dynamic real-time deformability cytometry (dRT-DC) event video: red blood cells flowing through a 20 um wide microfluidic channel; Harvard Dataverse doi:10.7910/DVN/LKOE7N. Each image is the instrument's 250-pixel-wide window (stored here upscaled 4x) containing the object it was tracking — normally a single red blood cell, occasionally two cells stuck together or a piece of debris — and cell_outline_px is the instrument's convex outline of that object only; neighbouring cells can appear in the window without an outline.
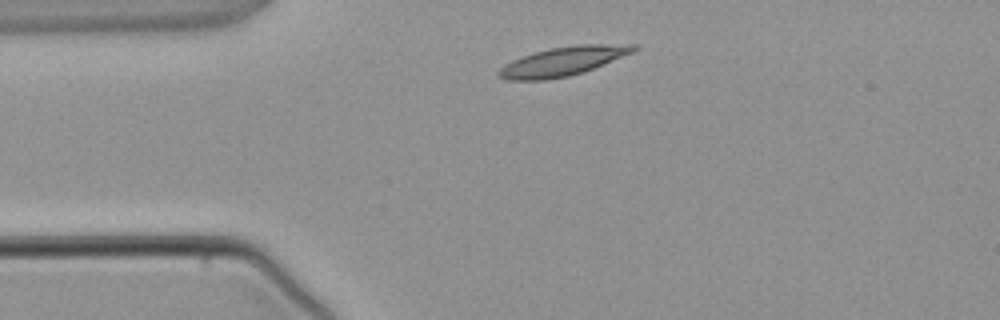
{"species": "common noctule bat (a hibernating species)", "species_latin": "Nyctalus noctula", "temperature_condition": "warm", "stored_images_in_passage": 2, "camera_frame_rate_fps": 3000, "um_per_image_px": 0.085, "animal": {"sex": "male", "body_mass_g": 21.5, "forearm_length_mm": 52.0}, "frame": {"image": 1, "passage_image": 1, "time_ms": 0.0, "image_size_px": [1000, 320], "cell_outline_px": [[640, 48], [632, 52], [584, 72], [568, 76], [544, 80], [504, 80], [496, 76], [496, 72], [504, 64], [512, 60], [536, 52], [552, 48], [576, 44], [636, 44]], "centroid_in_image_um": [47.82, 5.22], "position_along_channel_um": 37.2, "area_um2": 22.72}}
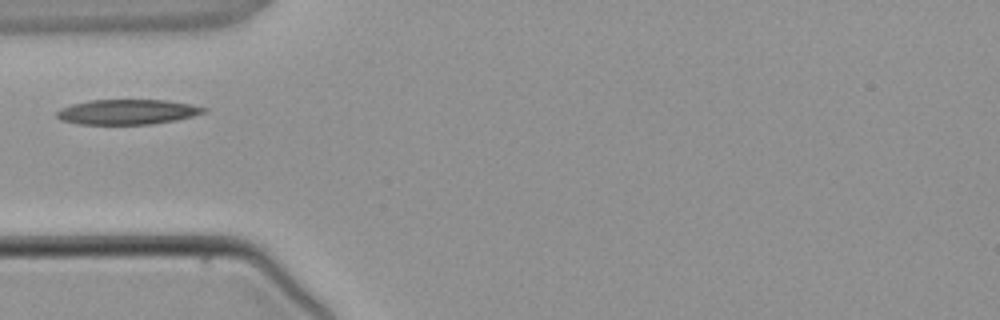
{"frame": {"image": 2, "passage_image": 2, "time_ms": 1.333, "image_size_px": [1000, 320], "cell_outline_px": [[208, 112], [176, 120], [152, 124], [80, 124], [60, 120], [56, 116], [56, 112], [60, 108], [72, 104], [92, 100], [168, 100], [208, 108]], "centroid_in_image_um": [10.83, 9.51], "position_along_channel_um": 74.2, "area_um2": 21.44}}